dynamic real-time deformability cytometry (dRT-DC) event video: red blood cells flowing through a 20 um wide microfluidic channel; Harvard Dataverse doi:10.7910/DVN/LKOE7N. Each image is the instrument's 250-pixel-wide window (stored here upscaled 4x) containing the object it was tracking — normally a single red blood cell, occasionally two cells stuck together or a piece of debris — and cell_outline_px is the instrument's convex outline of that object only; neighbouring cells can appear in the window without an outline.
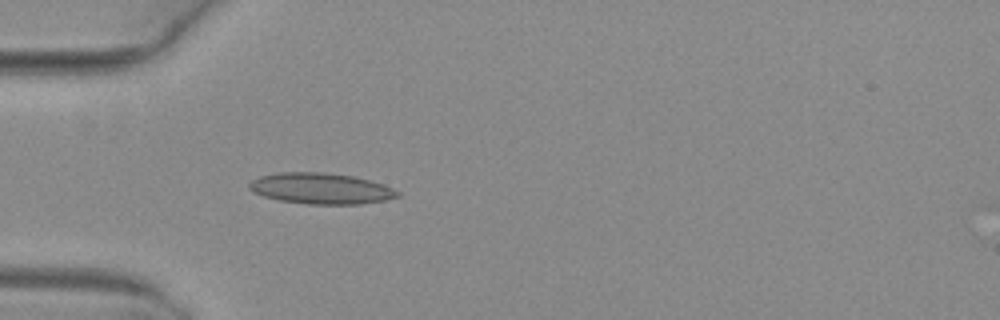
{"species": "common noctule bat (a hibernating species)", "species_latin": "Nyctalus noctula", "temperature_condition": "warm", "stored_images_in_passage": 5, "camera_frame_rate_fps": 3000, "um_per_image_px": 0.085, "animal": {"sex": "female", "body_mass_g": 29.2, "forearm_length_mm": 56.3}, "frame": {"image": 1, "passage_image": 5, "time_ms": 1.333, "image_size_px": [1000, 320], "cell_outline_px": [[400, 196], [384, 200], [360, 204], [308, 204], [280, 200], [264, 196], [252, 192], [248, 188], [248, 184], [252, 180], [260, 176], [276, 172], [324, 172], [352, 176], [384, 184], [400, 192]], "centroid_in_image_um": [27.26, 16.02], "position_along_channel_um": 57.7, "area_um2": 26.76}}